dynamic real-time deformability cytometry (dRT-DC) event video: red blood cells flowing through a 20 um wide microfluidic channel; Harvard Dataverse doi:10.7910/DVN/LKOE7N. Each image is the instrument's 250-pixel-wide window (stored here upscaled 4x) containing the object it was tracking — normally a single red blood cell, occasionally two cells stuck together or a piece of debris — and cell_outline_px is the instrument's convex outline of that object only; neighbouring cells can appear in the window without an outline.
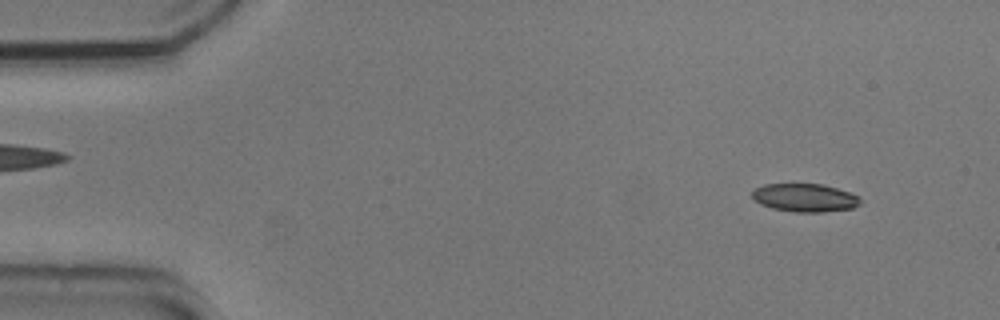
{"species": "common noctule bat (a hibernating species)", "species_latin": "Nyctalus noctula", "temperature_condition": "cold", "stored_images_in_passage": 18, "camera_frame_rate_fps": 3000, "um_per_image_px": 0.085, "animal": {"sex": "male", "body_mass_g": 20.5, "forearm_length_mm": 52.5}, "frame": {"image": 1, "passage_image": 6, "time_ms": 1.667, "image_size_px": [1000, 320], "cell_outline_px": [[860, 204], [852, 208], [824, 212], [796, 212], [772, 208], [760, 204], [752, 200], [752, 192], [756, 188], [764, 184], [824, 184], [860, 196]], "centroid_in_image_um": [68.39, 16.81], "position_along_channel_um": 16.6, "area_um2": 17.8}}
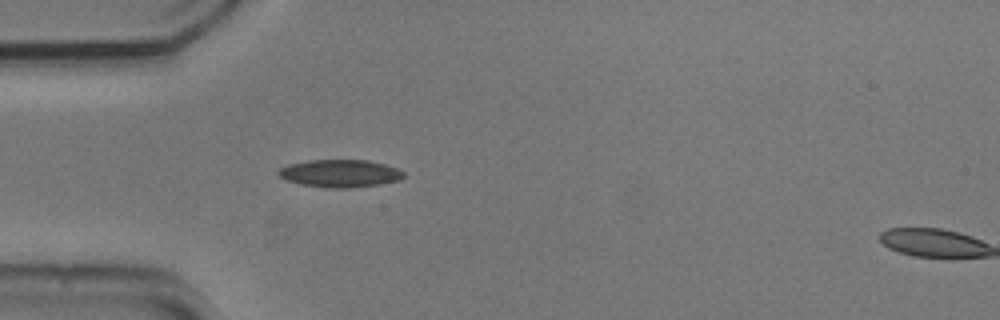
{"frame": {"image": 2, "passage_image": 17, "time_ms": 5.333, "image_size_px": [1000, 320], "cell_outline_px": [[404, 176], [400, 180], [380, 184], [348, 188], [324, 188], [300, 184], [288, 180], [280, 176], [276, 172], [280, 168], [288, 164], [308, 160], [368, 160], [384, 164], [396, 168], [404, 172]], "centroid_in_image_um": [28.89, 14.74], "position_along_channel_um": 56.1, "area_um2": 20.17}}